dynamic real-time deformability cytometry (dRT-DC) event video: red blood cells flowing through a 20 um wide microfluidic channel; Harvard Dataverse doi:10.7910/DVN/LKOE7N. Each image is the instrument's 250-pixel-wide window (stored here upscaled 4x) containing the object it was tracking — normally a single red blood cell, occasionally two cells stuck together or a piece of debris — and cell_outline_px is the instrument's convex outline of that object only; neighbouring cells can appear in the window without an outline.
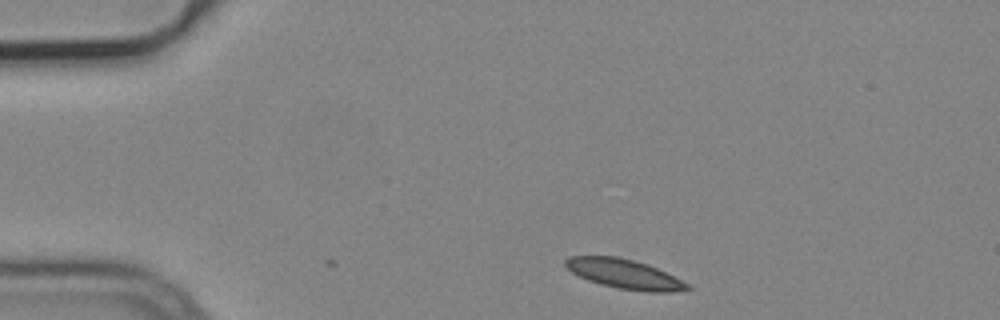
{"species": "common noctule bat (a hibernating species)", "species_latin": "Nyctalus noctula", "temperature_condition": "cold", "stored_images_in_passage": 2, "camera_frame_rate_fps": 3000, "um_per_image_px": 0.085, "animal": {"sex": "male", "body_mass_g": 19.2, "forearm_length_mm": 51.8}, "frame": {"image": 1, "passage_image": 2, "time_ms": 0.333, "image_size_px": [1000, 320], "cell_outline_px": [[692, 288], [676, 292], [644, 292], [616, 288], [600, 284], [588, 280], [572, 272], [564, 264], [564, 260], [568, 256], [616, 256], [636, 260], [648, 264], [688, 284]], "centroid_in_image_um": [53.05, 23.29], "position_along_channel_um": 31.9, "area_um2": 20.92}}